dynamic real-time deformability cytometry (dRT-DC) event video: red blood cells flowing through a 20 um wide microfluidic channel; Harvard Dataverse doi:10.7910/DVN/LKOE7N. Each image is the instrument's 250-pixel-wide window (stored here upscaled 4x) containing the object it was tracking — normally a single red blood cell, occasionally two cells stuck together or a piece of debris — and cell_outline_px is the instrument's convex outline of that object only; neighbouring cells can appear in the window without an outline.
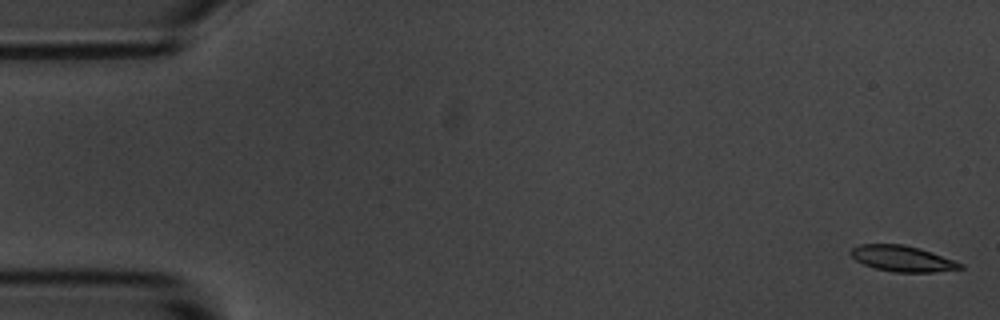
{"species": "common noctule bat (a hibernating species)", "species_latin": "Nyctalus noctula", "temperature_condition": "room temperature", "stored_images_in_passage": 15, "camera_frame_rate_fps": 3000, "um_per_image_px": 0.085, "animal": {"sex": "male", "body_mass_g": 20.1, "forearm_length_mm": 53.5}, "frame": {"image": 1, "passage_image": 1, "time_ms": 0.0, "image_size_px": [1000, 320], "cell_outline_px": [[964, 268], [932, 272], [892, 272], [876, 268], [864, 264], [856, 260], [848, 252], [852, 248], [860, 244], [904, 244], [920, 248], [932, 252], [964, 264]], "centroid_in_image_um": [76.7, 21.97], "position_along_channel_um": 8.3, "area_um2": 16.47}}
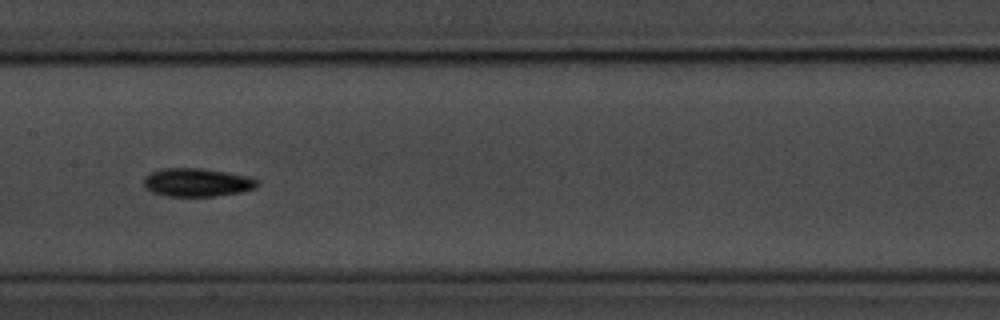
{"frame": {"image": 2, "passage_image": 8, "time_ms": 9.0, "image_size_px": [1000, 320], "cell_outline_px": [[260, 184], [256, 188], [240, 192], [216, 196], [164, 196], [152, 192], [144, 188], [144, 176], [148, 172], [160, 168], [200, 168], [248, 176], [260, 180]], "centroid_in_image_um": [16.72, 15.5], "position_along_channel_um": 190.7, "area_um2": 19.02}}
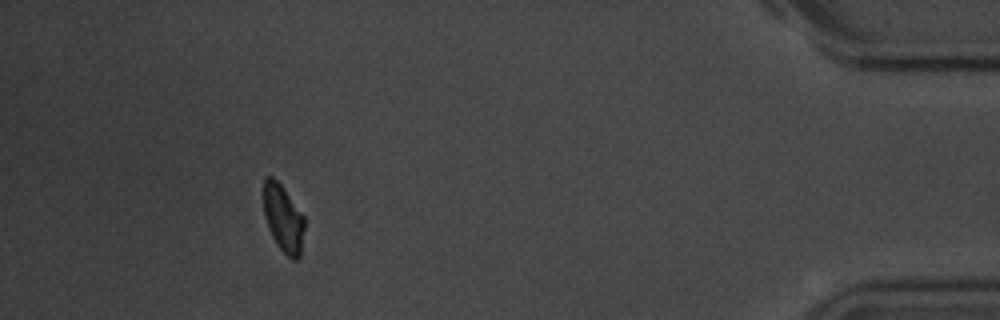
{"frame": {"image": 3, "passage_image": 14, "time_ms": 17.0, "image_size_px": [1000, 320], "cell_outline_px": [[304, 228], [300, 256], [296, 260], [292, 260], [276, 244], [272, 236], [264, 216], [264, 176], [272, 176], [280, 184], [304, 216]], "centroid_in_image_um": [24.07, 18.57], "position_along_channel_um": 411.1, "area_um2": 15.84}, "authors_computed_cell_mechanics": {"area_um2": 17.1088, "velocity_mm_per_s": 3.5126, "shape_relaxation_time_tau1_ms": 2.344, "shape_relaxation_time_tau2_ms": 5.4631, "deformation_change_tau1": 0.0875, "deformation_change_tau2": 0.0978}}